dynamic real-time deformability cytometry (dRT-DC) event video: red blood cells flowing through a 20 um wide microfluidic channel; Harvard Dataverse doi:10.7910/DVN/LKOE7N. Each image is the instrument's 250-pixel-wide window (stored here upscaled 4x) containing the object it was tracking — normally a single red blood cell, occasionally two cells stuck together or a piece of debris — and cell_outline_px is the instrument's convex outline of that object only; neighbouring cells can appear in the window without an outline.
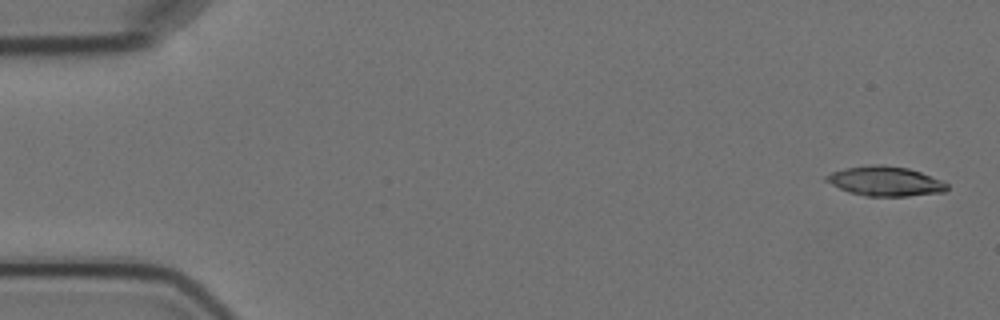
{"species": "Egyptian fruit bat (a non-hibernating species)", "species_latin": "Rousettus aegyptiacus", "temperature_condition": "cold", "stored_images_in_passage": 4, "camera_frame_rate_fps": 3000, "um_per_image_px": 0.085, "animal": {"sex": "female"}, "frame": {"image": 1, "passage_image": 1, "time_ms": 0.0, "image_size_px": [1000, 320], "cell_outline_px": [[948, 188], [944, 192], [908, 196], [864, 196], [848, 192], [824, 180], [824, 176], [832, 172], [848, 168], [872, 164], [884, 164], [908, 168], [920, 172], [940, 180], [948, 184]], "centroid_in_image_um": [75.24, 15.4], "position_along_channel_um": 9.8, "area_um2": 20.75}}